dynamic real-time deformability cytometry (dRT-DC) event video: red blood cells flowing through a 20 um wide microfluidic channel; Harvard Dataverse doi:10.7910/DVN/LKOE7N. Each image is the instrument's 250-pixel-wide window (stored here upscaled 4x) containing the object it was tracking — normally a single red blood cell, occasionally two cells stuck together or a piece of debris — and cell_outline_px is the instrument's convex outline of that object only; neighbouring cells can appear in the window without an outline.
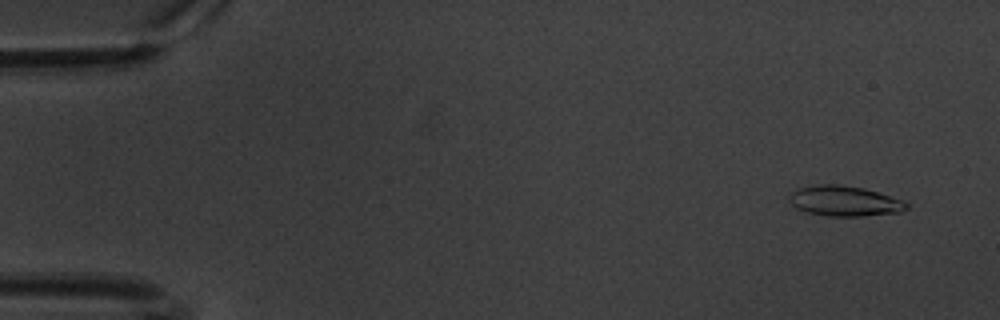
{"species": "common noctule bat (a hibernating species)", "species_latin": "Nyctalus noctula", "temperature_condition": "warm", "stored_images_in_passage": 60, "camera_frame_rate_fps": 3000, "um_per_image_px": 0.085, "animal": {"sex": "male", "body_mass_g": 20.1, "forearm_length_mm": 53.5}, "frame": {"image": 1, "passage_image": 4, "time_ms": 1.0, "image_size_px": [1000, 320], "cell_outline_px": [[908, 208], [900, 212], [860, 216], [828, 216], [808, 212], [796, 208], [792, 204], [788, 196], [792, 192], [800, 188], [820, 184], [840, 184], [864, 188], [904, 200], [908, 204]], "centroid_in_image_um": [71.8, 17.08], "position_along_channel_um": 13.2, "area_um2": 20.58}}
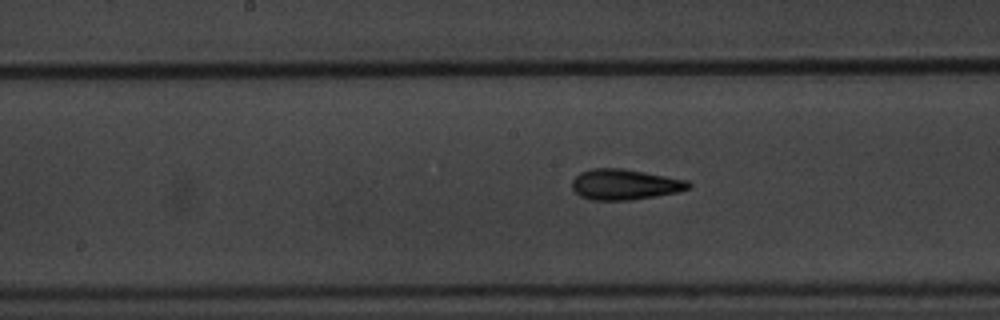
{"frame": {"image": 2, "passage_image": 31, "time_ms": 10.0, "image_size_px": [1000, 320], "cell_outline_px": [[692, 188], [680, 192], [632, 200], [592, 200], [580, 196], [572, 188], [572, 180], [580, 172], [592, 168], [624, 168], [688, 180], [692, 184]], "centroid_in_image_um": [53.15, 15.68], "position_along_channel_um": 195.1, "area_um2": 21.04}}
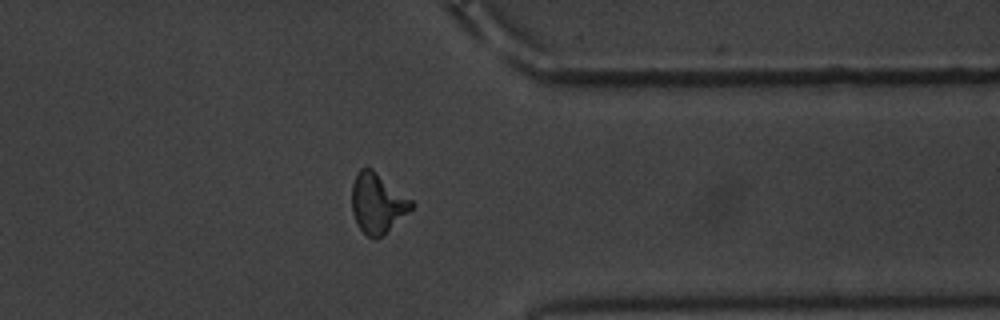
{"frame": {"image": 3, "passage_image": 48, "time_ms": 15.667, "image_size_px": [1000, 320], "cell_outline_px": [[416, 204], [384, 236], [376, 240], [368, 236], [356, 224], [352, 212], [352, 184], [356, 172], [360, 168], [372, 168], [412, 200]], "centroid_in_image_um": [32.07, 17.28], "position_along_channel_um": 379.3, "area_um2": 20.98}, "authors_computed_cell_mechanics": {"area_um2": 19.7965, "velocity_mm_per_s": 3.3665, "shape_relaxation_time_tau1_ms": 4.8763, "shape_relaxation_time_tau2_ms": 1.1412, "deformation_change_tau1": 0.1944, "deformation_change_tau2": 0.0888}}